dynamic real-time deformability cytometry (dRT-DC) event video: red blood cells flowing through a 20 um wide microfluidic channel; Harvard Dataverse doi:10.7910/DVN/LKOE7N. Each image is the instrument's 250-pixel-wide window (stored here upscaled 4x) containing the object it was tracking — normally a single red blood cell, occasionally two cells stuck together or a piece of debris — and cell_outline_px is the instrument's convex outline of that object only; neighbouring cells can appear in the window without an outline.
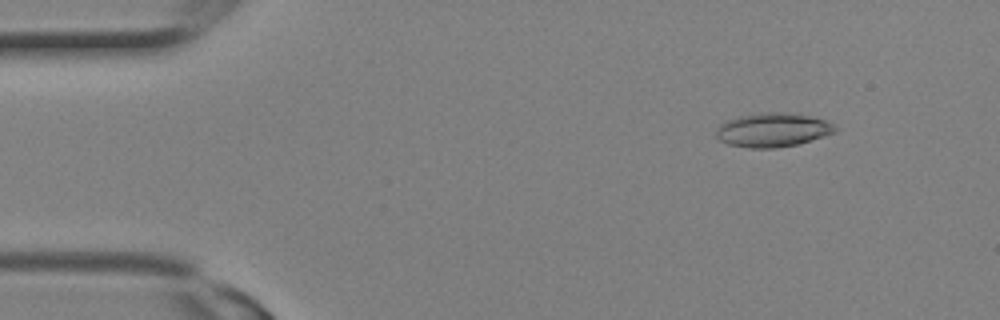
{"species": "Egyptian fruit bat (a non-hibernating species)", "species_latin": "Rousettus aegyptiacus", "temperature_condition": "room temperature", "stored_images_in_passage": 1, "camera_frame_rate_fps": 3000, "um_per_image_px": 0.085, "animal": {"sex": "female"}, "frame": {"image": 1, "passage_image": 1, "time_ms": 0.0, "image_size_px": [1000, 320], "cell_outline_px": [[836, 132], [800, 144], [776, 148], [748, 148], [728, 144], [720, 140], [716, 136], [716, 128], [724, 120], [740, 116], [764, 112], [780, 112], [808, 116], [824, 120], [832, 124], [836, 128]], "centroid_in_image_um": [65.64, 11.06], "position_along_channel_um": 19.4, "area_um2": 23.52}}